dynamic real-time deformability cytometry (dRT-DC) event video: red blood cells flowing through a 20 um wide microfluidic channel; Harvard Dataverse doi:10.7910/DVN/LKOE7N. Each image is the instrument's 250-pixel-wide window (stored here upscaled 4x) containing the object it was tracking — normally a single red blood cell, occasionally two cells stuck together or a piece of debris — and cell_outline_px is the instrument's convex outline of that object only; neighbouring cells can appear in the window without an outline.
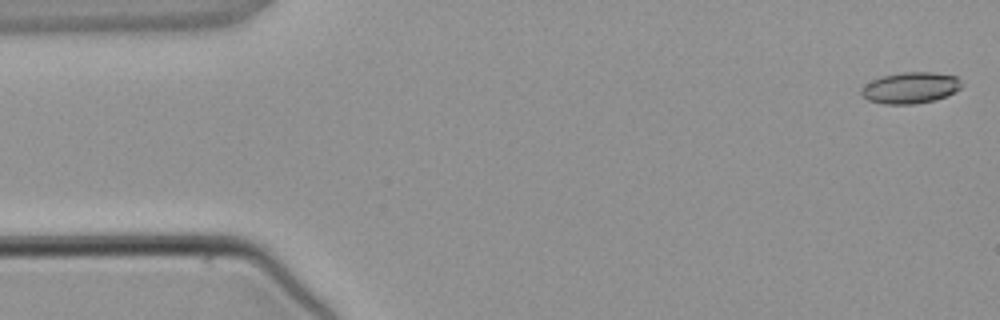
{"species": "common noctule bat (a hibernating species)", "species_latin": "Nyctalus noctula", "temperature_condition": "warm", "stored_images_in_passage": 4, "camera_frame_rate_fps": 3000, "um_per_image_px": 0.085, "animal": {"sex": "male", "body_mass_g": 21.5, "forearm_length_mm": 52.0}, "frame": {"image": 1, "passage_image": 1, "time_ms": 0.0, "image_size_px": [1000, 320], "cell_outline_px": [[964, 84], [960, 88], [948, 96], [936, 100], [912, 104], [884, 104], [868, 100], [860, 92], [860, 88], [872, 80], [884, 76], [904, 72], [932, 72], [956, 76]], "centroid_in_image_um": [77.41, 7.47], "position_along_channel_um": 7.6, "area_um2": 18.26}}
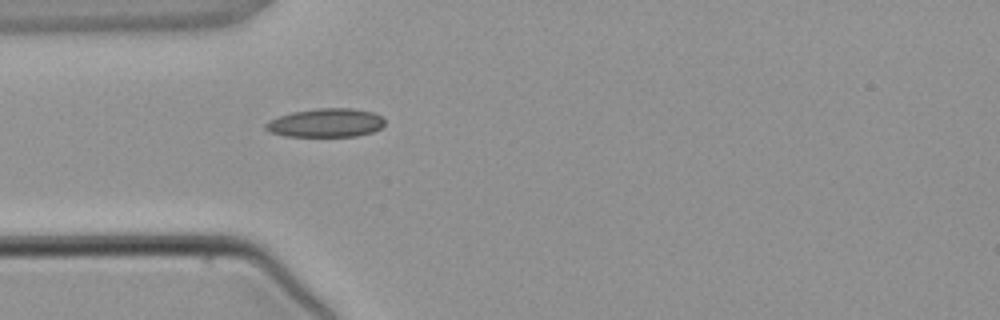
{"frame": {"image": 2, "passage_image": 4, "time_ms": 3.667, "image_size_px": [1000, 320], "cell_outline_px": [[384, 124], [380, 128], [372, 132], [356, 136], [284, 136], [272, 132], [264, 128], [264, 124], [268, 120], [292, 112], [316, 108], [352, 108], [372, 112], [380, 116], [384, 120]], "centroid_in_image_um": [27.68, 10.44], "position_along_channel_um": 57.3, "area_um2": 19.83}}